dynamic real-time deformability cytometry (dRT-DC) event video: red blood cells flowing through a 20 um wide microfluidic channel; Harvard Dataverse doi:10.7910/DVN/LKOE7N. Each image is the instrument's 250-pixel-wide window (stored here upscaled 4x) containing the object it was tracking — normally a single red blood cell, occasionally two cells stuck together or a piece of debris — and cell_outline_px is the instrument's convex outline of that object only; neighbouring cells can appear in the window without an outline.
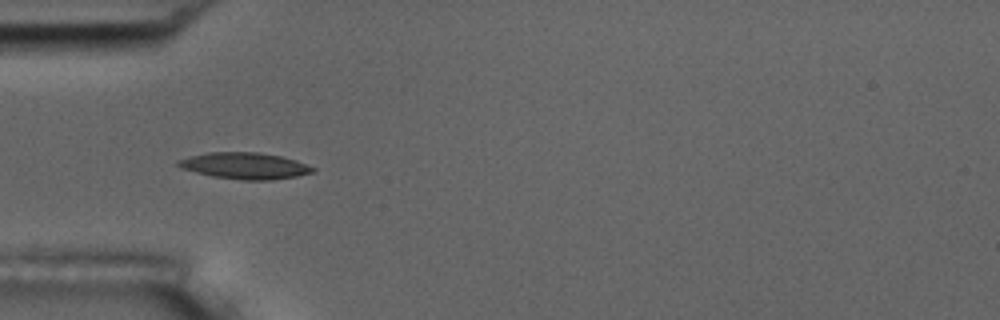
{"species": "common noctule bat (a hibernating species)", "species_latin": "Nyctalus noctula", "temperature_condition": "room temperature", "stored_images_in_passage": 10, "camera_frame_rate_fps": 3000, "um_per_image_px": 0.085, "animal": {"sex": "male", "body_mass_g": 17.5, "forearm_length_mm": 52.3}, "frame": {"image": 1, "passage_image": 4, "time_ms": 3.333, "image_size_px": [1000, 320], "cell_outline_px": [[316, 172], [296, 176], [272, 180], [240, 180], [212, 176], [180, 168], [176, 164], [176, 160], [208, 152], [260, 152], [280, 156], [296, 160], [316, 168]], "centroid_in_image_um": [20.82, 14.09], "position_along_channel_um": 64.2, "area_um2": 20.81}}
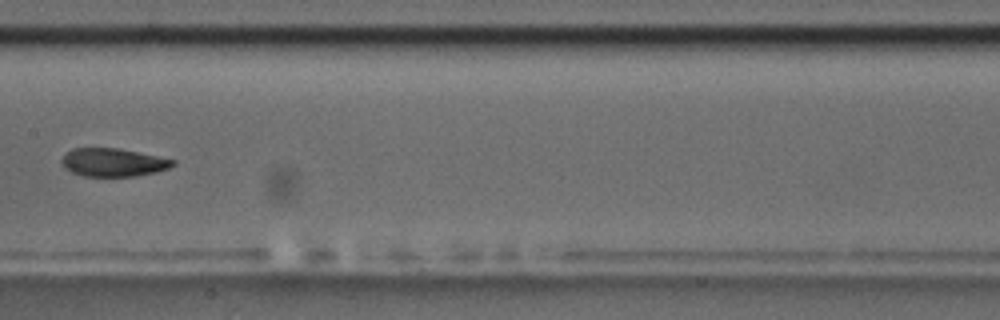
{"frame": {"image": 2, "passage_image": 7, "time_ms": 7.0, "image_size_px": [1000, 320], "cell_outline_px": [[176, 164], [168, 168], [156, 172], [132, 176], [84, 176], [72, 172], [64, 168], [60, 164], [60, 160], [72, 148], [120, 148], [176, 160]], "centroid_in_image_um": [9.6, 13.8], "position_along_channel_um": 197.8, "area_um2": 18.26}}
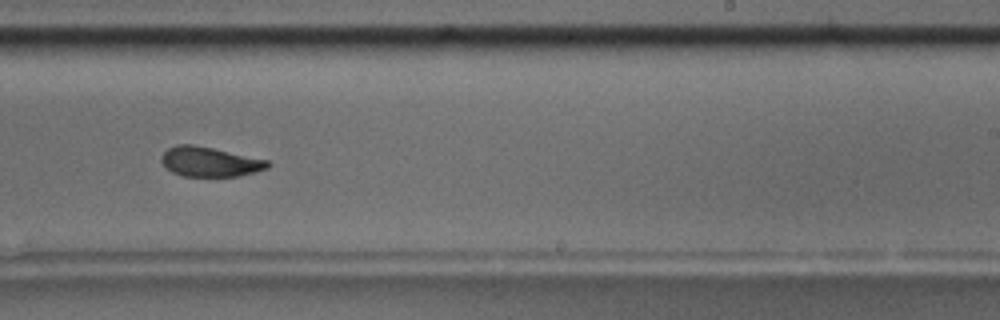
{"frame": {"image": 3, "passage_image": 9, "time_ms": 9.0, "image_size_px": [1000, 320], "cell_outline_px": [[272, 164], [268, 168], [240, 176], [184, 176], [172, 172], [160, 160], [160, 156], [168, 148], [176, 144], [192, 144], [212, 148], [268, 160]], "centroid_in_image_um": [17.83, 13.75], "position_along_channel_um": 271.2, "area_um2": 18.32}}